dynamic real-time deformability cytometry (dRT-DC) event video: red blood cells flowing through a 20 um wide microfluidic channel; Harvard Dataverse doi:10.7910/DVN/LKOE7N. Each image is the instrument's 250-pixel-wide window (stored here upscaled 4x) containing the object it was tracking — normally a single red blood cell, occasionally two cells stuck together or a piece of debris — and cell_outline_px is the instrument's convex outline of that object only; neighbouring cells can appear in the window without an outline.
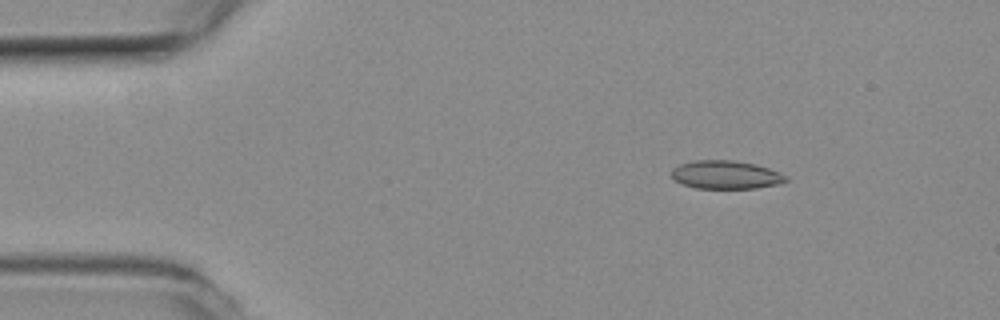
{"species": "common noctule bat (a hibernating species)", "species_latin": "Nyctalus noctula", "temperature_condition": "room temperature", "stored_images_in_passage": 5, "segment_of_instrument_passage": [1, 2], "camera_frame_rate_fps": 3000, "um_per_image_px": 0.085, "animal": {"sex": "female", "body_mass_g": 19.3, "forearm_length_mm": 54.1}, "frame": {"image": 1, "passage_image": 2, "time_ms": 0.333, "image_size_px": [1000, 320], "cell_outline_px": [[788, 180], [776, 184], [756, 188], [696, 188], [680, 184], [672, 176], [672, 168], [680, 164], [696, 160], [732, 160], [756, 164], [768, 168], [788, 176]], "centroid_in_image_um": [61.68, 14.85], "position_along_channel_um": 23.3, "area_um2": 18.79}}